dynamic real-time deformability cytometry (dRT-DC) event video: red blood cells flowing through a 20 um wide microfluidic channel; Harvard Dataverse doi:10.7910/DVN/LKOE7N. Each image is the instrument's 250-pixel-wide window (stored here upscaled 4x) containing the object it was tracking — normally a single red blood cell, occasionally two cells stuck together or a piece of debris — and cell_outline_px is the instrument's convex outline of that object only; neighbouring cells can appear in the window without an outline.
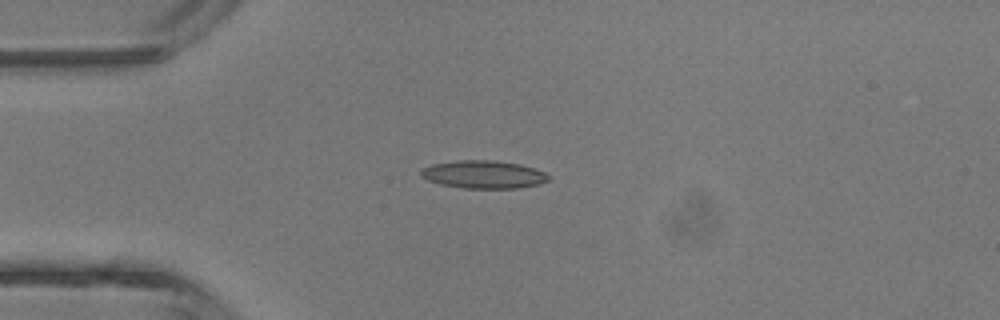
{"species": "common noctule bat (a hibernating species)", "species_latin": "Nyctalus noctula", "temperature_condition": "room temperature", "stored_images_in_passage": 5, "camera_frame_rate_fps": 3000, "um_per_image_px": 0.085, "animal": {"sex": "male", "body_mass_g": 13.3}, "frame": {"image": 1, "passage_image": 3, "time_ms": 2.667, "image_size_px": [1000, 320], "cell_outline_px": [[548, 180], [540, 184], [516, 188], [464, 188], [440, 184], [428, 180], [420, 176], [420, 168], [432, 164], [456, 160], [496, 160], [520, 164], [544, 172], [548, 176]], "centroid_in_image_um": [41.05, 14.82], "position_along_channel_um": 44.0, "area_um2": 20.75}}
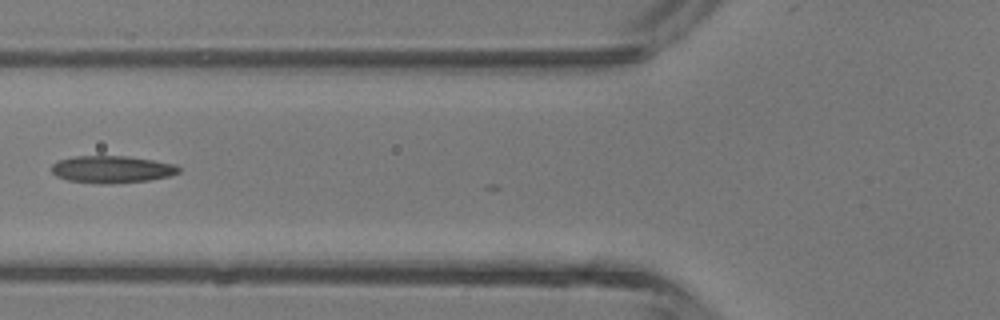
{"frame": {"image": 2, "passage_image": 5, "time_ms": 4.667, "image_size_px": [1000, 320], "cell_outline_px": [[180, 172], [168, 176], [148, 180], [112, 184], [96, 184], [68, 180], [56, 176], [52, 172], [52, 164], [60, 160], [76, 156], [128, 156], [176, 164], [180, 168]], "centroid_in_image_um": [9.51, 14.4], "position_along_channel_um": 116.3, "area_um2": 20.17}}